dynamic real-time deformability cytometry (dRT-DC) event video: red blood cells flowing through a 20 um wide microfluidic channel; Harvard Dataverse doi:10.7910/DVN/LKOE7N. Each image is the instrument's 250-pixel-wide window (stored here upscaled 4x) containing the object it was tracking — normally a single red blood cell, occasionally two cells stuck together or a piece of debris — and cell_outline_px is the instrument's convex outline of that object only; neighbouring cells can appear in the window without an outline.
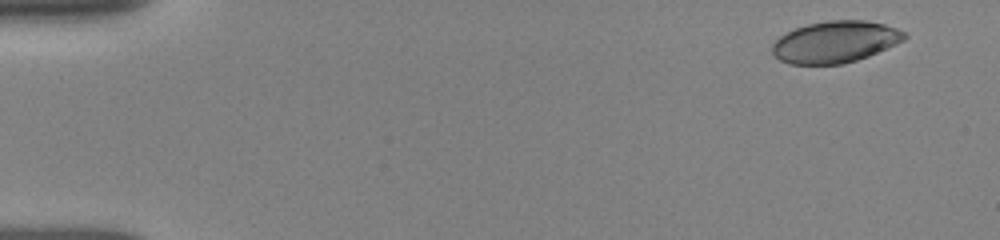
{"species": "human", "species_latin": "Homo sapiens", "temperature_condition": "room temperature", "stored_images_in_passage": 10, "camera_frame_rate_fps": 3000, "um_per_image_px": 0.085, "donor": {"sex": "female"}, "frame": {"image": 1, "passage_image": 2, "time_ms": 0.667, "image_size_px": [1000, 240], "cell_outline_px": [[908, 36], [904, 40], [896, 44], [868, 56], [844, 64], [788, 64], [780, 60], [772, 52], [772, 44], [780, 36], [796, 28], [808, 24], [828, 20], [864, 20], [884, 24], [896, 28], [904, 32]], "centroid_in_image_um": [71.0, 3.56], "position_along_channel_um": 14.0, "area_um2": 31.96}}
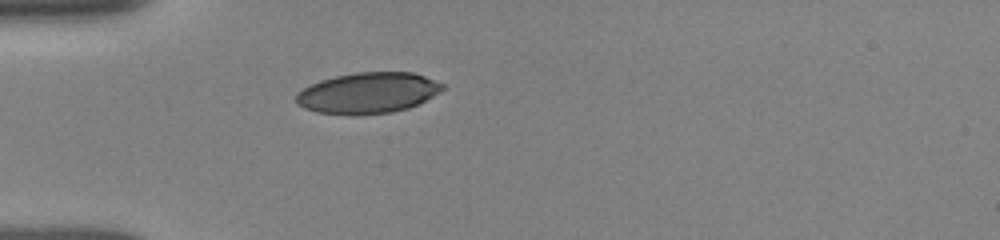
{"frame": {"image": 2, "passage_image": 8, "time_ms": 4.667, "image_size_px": [1000, 240], "cell_outline_px": [[448, 88], [408, 108], [392, 112], [360, 116], [352, 116], [316, 112], [304, 108], [296, 104], [296, 92], [320, 80], [336, 76], [356, 72], [412, 72], [424, 76], [444, 84]], "centroid_in_image_um": [31.26, 7.91], "position_along_channel_um": 53.7, "area_um2": 35.2}}
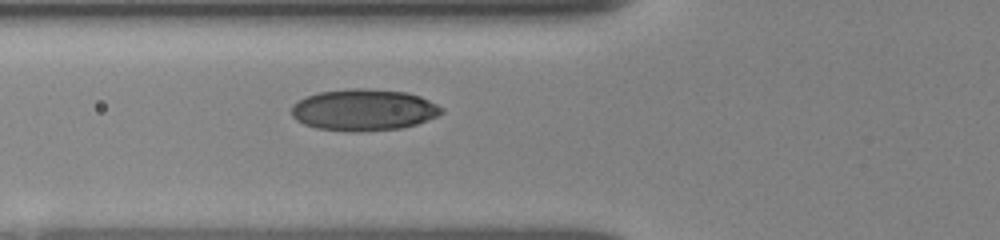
{"frame": {"image": 3, "passage_image": 10, "time_ms": 6.0, "image_size_px": [1000, 240], "cell_outline_px": [[444, 112], [436, 116], [416, 124], [400, 128], [360, 132], [356, 132], [316, 128], [304, 124], [296, 120], [292, 116], [292, 104], [308, 96], [320, 92], [352, 88], [364, 88], [408, 92], [420, 96], [444, 108]], "centroid_in_image_um": [30.92, 9.34], "position_along_channel_um": 94.9, "area_um2": 36.24}}